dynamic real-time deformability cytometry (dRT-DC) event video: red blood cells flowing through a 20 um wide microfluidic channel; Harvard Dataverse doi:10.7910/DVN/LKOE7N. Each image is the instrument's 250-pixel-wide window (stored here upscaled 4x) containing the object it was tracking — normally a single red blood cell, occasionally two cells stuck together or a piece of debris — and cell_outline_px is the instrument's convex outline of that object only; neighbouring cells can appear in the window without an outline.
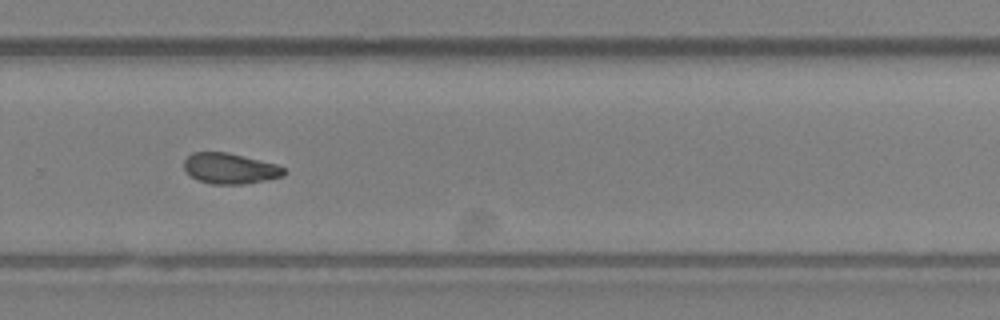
{"species": "Egyptian fruit bat (a non-hibernating species)", "species_latin": "Rousettus aegyptiacus", "temperature_condition": "room temperature", "stored_images_in_passage": 23, "camera_frame_rate_fps": 3000, "um_per_image_px": 0.085, "animal": {"sex": "female"}, "frame": {"image": 1, "passage_image": 20, "time_ms": 6.333, "image_size_px": [1000, 320], "cell_outline_px": [[288, 172], [284, 176], [244, 184], [212, 184], [200, 180], [192, 176], [184, 168], [184, 160], [192, 152], [228, 152], [276, 164], [284, 168]], "centroid_in_image_um": [19.57, 14.31], "position_along_channel_um": 310.2, "area_um2": 17.74}}